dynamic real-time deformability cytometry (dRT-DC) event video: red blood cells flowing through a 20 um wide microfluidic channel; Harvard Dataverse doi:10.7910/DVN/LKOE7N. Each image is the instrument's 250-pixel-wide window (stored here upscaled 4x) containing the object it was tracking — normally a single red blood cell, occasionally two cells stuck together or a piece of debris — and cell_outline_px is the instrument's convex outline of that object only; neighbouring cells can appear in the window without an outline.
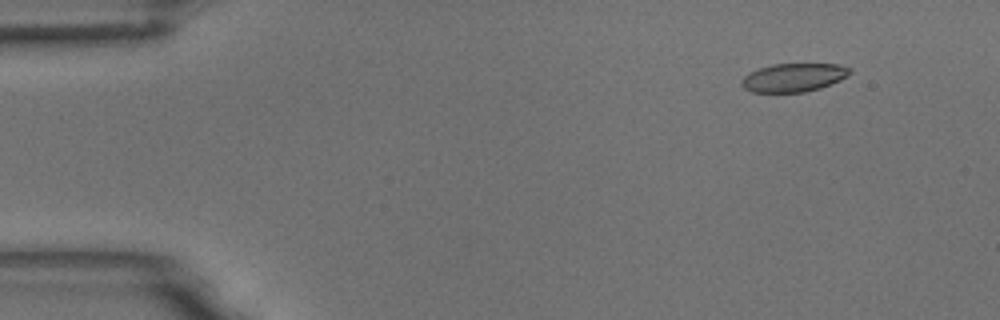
{"species": "common noctule bat (a hibernating species)", "species_latin": "Nyctalus noctula", "temperature_condition": "room temperature", "stored_images_in_passage": 5, "camera_frame_rate_fps": 3000, "um_per_image_px": 0.085, "animal": {"sex": "male", "body_mass_g": 18.8}, "frame": {"image": 1, "passage_image": 2, "time_ms": 0.333, "image_size_px": [1000, 320], "cell_outline_px": [[852, 72], [848, 76], [840, 80], [820, 88], [804, 92], [752, 92], [744, 88], [740, 84], [740, 80], [748, 72], [772, 64], [840, 64], [852, 68]], "centroid_in_image_um": [67.46, 6.58], "position_along_channel_um": 17.5, "area_um2": 18.09}}
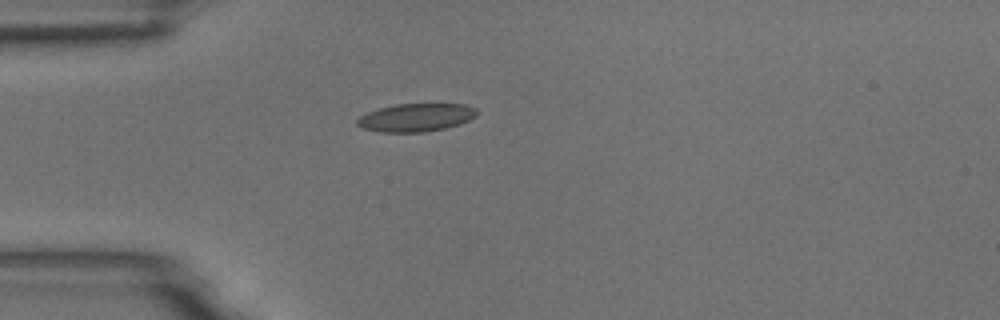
{"frame": {"image": 2, "passage_image": 5, "time_ms": 1.333, "image_size_px": [1000, 320], "cell_outline_px": [[476, 116], [460, 124], [444, 128], [424, 132], [380, 132], [364, 128], [356, 124], [356, 120], [360, 116], [368, 112], [380, 108], [396, 104], [464, 104], [476, 108]], "centroid_in_image_um": [35.35, 9.99], "position_along_channel_um": 49.6, "area_um2": 19.42}}